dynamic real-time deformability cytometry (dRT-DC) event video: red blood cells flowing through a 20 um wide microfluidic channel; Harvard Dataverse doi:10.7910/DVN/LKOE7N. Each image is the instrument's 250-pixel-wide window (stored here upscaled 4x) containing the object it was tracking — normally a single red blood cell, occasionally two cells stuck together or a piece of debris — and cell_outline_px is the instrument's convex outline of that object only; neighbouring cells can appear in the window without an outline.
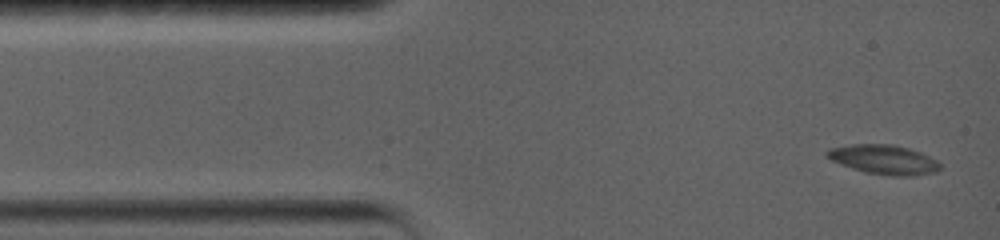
{"species": "common noctule bat (a hibernating species)", "species_latin": "Nyctalus noctula", "temperature_condition": "warm", "stored_images_in_passage": 54, "camera_frame_rate_fps": 5000, "um_per_image_px": 0.085, "animal": {"sex": "female", "body_mass_g": 19.0, "forearm_length_mm": 56.7}, "frame": {"image": 1, "passage_image": 1, "time_ms": 0.0, "image_size_px": [1000, 240], "cell_outline_px": [[940, 168], [936, 172], [912, 176], [892, 176], [864, 172], [840, 164], [824, 156], [824, 152], [828, 148], [852, 144], [892, 144], [908, 148], [920, 152], [936, 160], [940, 164]], "centroid_in_image_um": [75.08, 13.56], "position_along_channel_um": 9.9, "area_um2": 19.48}}
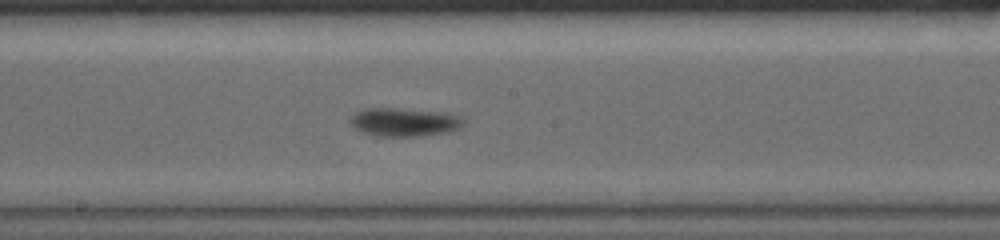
{"frame": {"image": 2, "passage_image": 24, "time_ms": 8.0, "image_size_px": [1000, 240], "cell_outline_px": [[464, 124], [460, 128], [448, 132], [420, 136], [380, 136], [364, 132], [356, 128], [352, 124], [352, 116], [356, 112], [368, 108], [396, 108], [440, 112], [464, 116]], "centroid_in_image_um": [34.44, 10.37], "position_along_channel_um": 213.8, "area_um2": 18.55}}
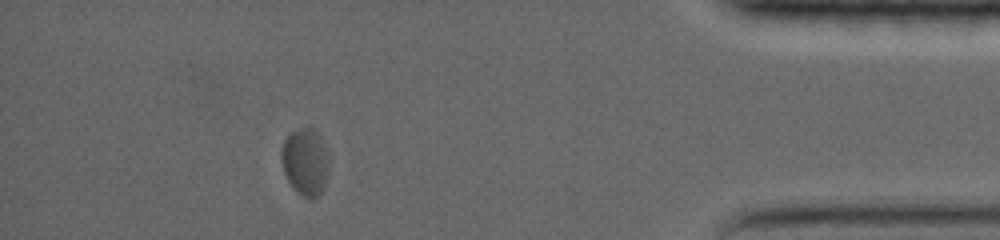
{"frame": {"image": 3, "passage_image": 46, "time_ms": 15.2, "image_size_px": [1000, 240], "cell_outline_px": [[328, 168], [324, 184], [320, 192], [316, 196], [304, 196], [288, 180], [284, 172], [280, 152], [284, 140], [292, 132], [300, 128], [312, 128], [320, 136], [328, 160]], "centroid_in_image_um": [25.92, 13.7], "position_along_channel_um": 409.3, "area_um2": 17.74}, "authors_computed_cell_mechanics": {"area_um2": 18.2648, "velocity_mm_per_s": 3.4144, "shape_relaxation_time_tau1_ms": 0.9904, "shape_relaxation_time_tau2_ms": null, "deformation_change_tau1": 0.0958, "deformation_change_tau2": null}}